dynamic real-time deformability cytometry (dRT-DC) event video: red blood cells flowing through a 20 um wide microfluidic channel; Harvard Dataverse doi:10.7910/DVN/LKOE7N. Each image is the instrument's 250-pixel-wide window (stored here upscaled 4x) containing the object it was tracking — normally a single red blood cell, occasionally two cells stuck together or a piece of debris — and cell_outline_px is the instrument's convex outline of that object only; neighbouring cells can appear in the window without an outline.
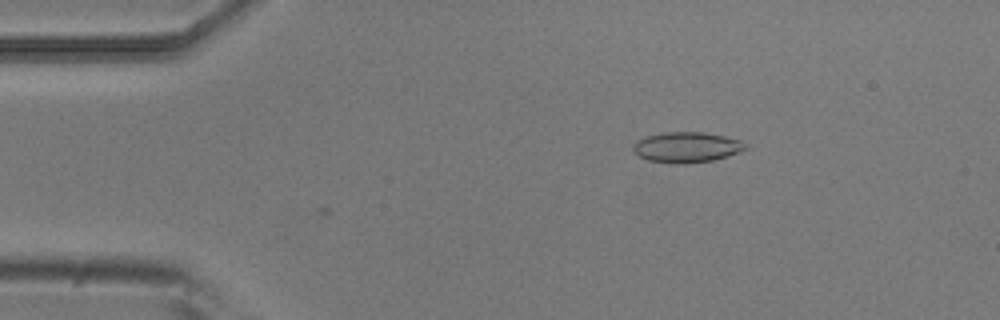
{"species": "common noctule bat (a hibernating species)", "species_latin": "Nyctalus noctula", "temperature_condition": "room temperature", "stored_images_in_passage": 6, "camera_frame_rate_fps": 3000, "um_per_image_px": 0.085, "animal": {"sex": "male", "body_mass_g": 20.5, "forearm_length_mm": 52.5}, "frame": {"image": 1, "passage_image": 6, "time_ms": 1.667, "image_size_px": [1000, 320], "cell_outline_px": [[748, 148], [728, 156], [712, 160], [684, 164], [672, 164], [648, 160], [640, 156], [632, 148], [632, 144], [636, 140], [648, 136], [664, 132], [704, 132], [724, 136], [740, 140], [748, 144]], "centroid_in_image_um": [58.37, 12.51], "position_along_channel_um": 26.6, "area_um2": 20.0}}